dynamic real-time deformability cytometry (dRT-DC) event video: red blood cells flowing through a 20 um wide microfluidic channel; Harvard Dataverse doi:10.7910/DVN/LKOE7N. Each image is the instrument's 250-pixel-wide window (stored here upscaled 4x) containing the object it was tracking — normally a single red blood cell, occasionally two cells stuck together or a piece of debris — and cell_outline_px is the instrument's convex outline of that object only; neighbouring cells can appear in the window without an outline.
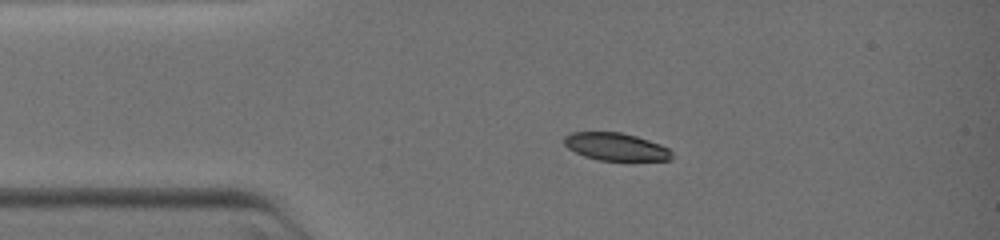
{"species": "common noctule bat (a hibernating species)", "species_latin": "Nyctalus noctula", "temperature_condition": "warm", "stored_images_in_passage": 4, "camera_frame_rate_fps": 3000, "um_per_image_px": 0.085, "animal": {"sex": "female", "body_mass_g": 19.0, "forearm_length_mm": 51.5}, "frame": {"image": 1, "passage_image": 3, "time_ms": 2.333, "image_size_px": [1000, 240], "cell_outline_px": [[672, 160], [600, 160], [584, 156], [568, 148], [564, 144], [564, 136], [572, 132], [620, 132], [636, 136], [660, 144], [668, 148], [672, 152]], "centroid_in_image_um": [52.34, 12.47], "position_along_channel_um": 32.7, "area_um2": 17.22}}